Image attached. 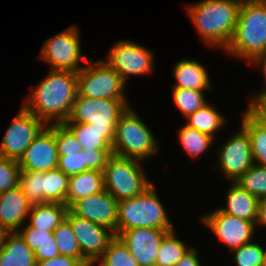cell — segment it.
Wrapping results in <instances>:
<instances>
[{"mask_svg":"<svg viewBox=\"0 0 266 266\" xmlns=\"http://www.w3.org/2000/svg\"><path fill=\"white\" fill-rule=\"evenodd\" d=\"M65 218L70 223L72 231L77 238L82 257L85 260L97 261L107 249L108 244L116 237L111 229L80 218L69 209Z\"/></svg>","mask_w":266,"mask_h":266,"instance_id":"obj_12","label":"cell"},{"mask_svg":"<svg viewBox=\"0 0 266 266\" xmlns=\"http://www.w3.org/2000/svg\"><path fill=\"white\" fill-rule=\"evenodd\" d=\"M20 170L18 160L0 156V193L18 186Z\"/></svg>","mask_w":266,"mask_h":266,"instance_id":"obj_38","label":"cell"},{"mask_svg":"<svg viewBox=\"0 0 266 266\" xmlns=\"http://www.w3.org/2000/svg\"><path fill=\"white\" fill-rule=\"evenodd\" d=\"M176 84L173 88L207 91L211 88L207 70L196 60L182 59L173 66Z\"/></svg>","mask_w":266,"mask_h":266,"instance_id":"obj_20","label":"cell"},{"mask_svg":"<svg viewBox=\"0 0 266 266\" xmlns=\"http://www.w3.org/2000/svg\"><path fill=\"white\" fill-rule=\"evenodd\" d=\"M68 209L80 218L111 229L117 237L118 201L107 190L81 198Z\"/></svg>","mask_w":266,"mask_h":266,"instance_id":"obj_16","label":"cell"},{"mask_svg":"<svg viewBox=\"0 0 266 266\" xmlns=\"http://www.w3.org/2000/svg\"><path fill=\"white\" fill-rule=\"evenodd\" d=\"M133 228L174 229L153 184L138 196L118 202L117 236Z\"/></svg>","mask_w":266,"mask_h":266,"instance_id":"obj_4","label":"cell"},{"mask_svg":"<svg viewBox=\"0 0 266 266\" xmlns=\"http://www.w3.org/2000/svg\"><path fill=\"white\" fill-rule=\"evenodd\" d=\"M175 232L173 229L164 235L156 256L155 266H175L190 249L177 239Z\"/></svg>","mask_w":266,"mask_h":266,"instance_id":"obj_29","label":"cell"},{"mask_svg":"<svg viewBox=\"0 0 266 266\" xmlns=\"http://www.w3.org/2000/svg\"><path fill=\"white\" fill-rule=\"evenodd\" d=\"M243 0H201L186 6L201 39L208 46L223 48L230 44Z\"/></svg>","mask_w":266,"mask_h":266,"instance_id":"obj_2","label":"cell"},{"mask_svg":"<svg viewBox=\"0 0 266 266\" xmlns=\"http://www.w3.org/2000/svg\"><path fill=\"white\" fill-rule=\"evenodd\" d=\"M241 118V127L248 133L253 162L266 166V124L262 122L248 107Z\"/></svg>","mask_w":266,"mask_h":266,"instance_id":"obj_24","label":"cell"},{"mask_svg":"<svg viewBox=\"0 0 266 266\" xmlns=\"http://www.w3.org/2000/svg\"><path fill=\"white\" fill-rule=\"evenodd\" d=\"M57 168L68 176L80 174L90 170L86 166V153L83 150L79 153L59 156Z\"/></svg>","mask_w":266,"mask_h":266,"instance_id":"obj_39","label":"cell"},{"mask_svg":"<svg viewBox=\"0 0 266 266\" xmlns=\"http://www.w3.org/2000/svg\"><path fill=\"white\" fill-rule=\"evenodd\" d=\"M87 66L77 72L78 95L95 99L127 100L125 83L121 76L103 60L94 63L88 60Z\"/></svg>","mask_w":266,"mask_h":266,"instance_id":"obj_8","label":"cell"},{"mask_svg":"<svg viewBox=\"0 0 266 266\" xmlns=\"http://www.w3.org/2000/svg\"><path fill=\"white\" fill-rule=\"evenodd\" d=\"M86 153V166L90 170L104 171L108 158L113 154L112 149L83 150Z\"/></svg>","mask_w":266,"mask_h":266,"instance_id":"obj_40","label":"cell"},{"mask_svg":"<svg viewBox=\"0 0 266 266\" xmlns=\"http://www.w3.org/2000/svg\"><path fill=\"white\" fill-rule=\"evenodd\" d=\"M53 234L57 242L60 255L70 256L79 259L80 261L85 260L82 257L77 238L66 218L53 230Z\"/></svg>","mask_w":266,"mask_h":266,"instance_id":"obj_32","label":"cell"},{"mask_svg":"<svg viewBox=\"0 0 266 266\" xmlns=\"http://www.w3.org/2000/svg\"><path fill=\"white\" fill-rule=\"evenodd\" d=\"M34 252L17 232L4 233L0 247V266H35Z\"/></svg>","mask_w":266,"mask_h":266,"instance_id":"obj_21","label":"cell"},{"mask_svg":"<svg viewBox=\"0 0 266 266\" xmlns=\"http://www.w3.org/2000/svg\"><path fill=\"white\" fill-rule=\"evenodd\" d=\"M78 95L77 73L51 70L40 84L26 96L23 107L46 125L68 120Z\"/></svg>","mask_w":266,"mask_h":266,"instance_id":"obj_1","label":"cell"},{"mask_svg":"<svg viewBox=\"0 0 266 266\" xmlns=\"http://www.w3.org/2000/svg\"><path fill=\"white\" fill-rule=\"evenodd\" d=\"M54 123L46 125L24 151L18 164L21 170L47 172L58 166Z\"/></svg>","mask_w":266,"mask_h":266,"instance_id":"obj_15","label":"cell"},{"mask_svg":"<svg viewBox=\"0 0 266 266\" xmlns=\"http://www.w3.org/2000/svg\"><path fill=\"white\" fill-rule=\"evenodd\" d=\"M237 266H262L265 249L259 243L248 242L231 251Z\"/></svg>","mask_w":266,"mask_h":266,"instance_id":"obj_36","label":"cell"},{"mask_svg":"<svg viewBox=\"0 0 266 266\" xmlns=\"http://www.w3.org/2000/svg\"><path fill=\"white\" fill-rule=\"evenodd\" d=\"M225 51L252 62L266 52V0H243L232 40Z\"/></svg>","mask_w":266,"mask_h":266,"instance_id":"obj_3","label":"cell"},{"mask_svg":"<svg viewBox=\"0 0 266 266\" xmlns=\"http://www.w3.org/2000/svg\"><path fill=\"white\" fill-rule=\"evenodd\" d=\"M46 124L24 107L8 127L0 144V156L19 160Z\"/></svg>","mask_w":266,"mask_h":266,"instance_id":"obj_11","label":"cell"},{"mask_svg":"<svg viewBox=\"0 0 266 266\" xmlns=\"http://www.w3.org/2000/svg\"><path fill=\"white\" fill-rule=\"evenodd\" d=\"M256 226H265L266 227V196L259 199V210L258 218L256 221Z\"/></svg>","mask_w":266,"mask_h":266,"instance_id":"obj_45","label":"cell"},{"mask_svg":"<svg viewBox=\"0 0 266 266\" xmlns=\"http://www.w3.org/2000/svg\"><path fill=\"white\" fill-rule=\"evenodd\" d=\"M249 109L266 124V97L257 99Z\"/></svg>","mask_w":266,"mask_h":266,"instance_id":"obj_44","label":"cell"},{"mask_svg":"<svg viewBox=\"0 0 266 266\" xmlns=\"http://www.w3.org/2000/svg\"><path fill=\"white\" fill-rule=\"evenodd\" d=\"M31 206L19 186L0 193V228L5 233L17 232Z\"/></svg>","mask_w":266,"mask_h":266,"instance_id":"obj_18","label":"cell"},{"mask_svg":"<svg viewBox=\"0 0 266 266\" xmlns=\"http://www.w3.org/2000/svg\"><path fill=\"white\" fill-rule=\"evenodd\" d=\"M77 138L82 150L112 149V145L106 140V130H97L90 124L63 123Z\"/></svg>","mask_w":266,"mask_h":266,"instance_id":"obj_27","label":"cell"},{"mask_svg":"<svg viewBox=\"0 0 266 266\" xmlns=\"http://www.w3.org/2000/svg\"><path fill=\"white\" fill-rule=\"evenodd\" d=\"M178 131V137L182 147L193 158H198V156L205 154L215 140L210 135L199 132L186 124Z\"/></svg>","mask_w":266,"mask_h":266,"instance_id":"obj_30","label":"cell"},{"mask_svg":"<svg viewBox=\"0 0 266 266\" xmlns=\"http://www.w3.org/2000/svg\"><path fill=\"white\" fill-rule=\"evenodd\" d=\"M201 221L228 246L230 252L251 242L256 228V223L224 213L219 208L203 215Z\"/></svg>","mask_w":266,"mask_h":266,"instance_id":"obj_13","label":"cell"},{"mask_svg":"<svg viewBox=\"0 0 266 266\" xmlns=\"http://www.w3.org/2000/svg\"><path fill=\"white\" fill-rule=\"evenodd\" d=\"M79 30L76 25L70 26L55 36L47 39L39 55L41 60L51 65V70L79 72L81 60L88 61L81 54Z\"/></svg>","mask_w":266,"mask_h":266,"instance_id":"obj_9","label":"cell"},{"mask_svg":"<svg viewBox=\"0 0 266 266\" xmlns=\"http://www.w3.org/2000/svg\"><path fill=\"white\" fill-rule=\"evenodd\" d=\"M94 263L96 264L97 261L95 260H84V261H80L77 266H94Z\"/></svg>","mask_w":266,"mask_h":266,"instance_id":"obj_46","label":"cell"},{"mask_svg":"<svg viewBox=\"0 0 266 266\" xmlns=\"http://www.w3.org/2000/svg\"><path fill=\"white\" fill-rule=\"evenodd\" d=\"M105 61L113 68L126 84L130 75H144L152 73L153 52L144 46L129 40H120L113 44Z\"/></svg>","mask_w":266,"mask_h":266,"instance_id":"obj_10","label":"cell"},{"mask_svg":"<svg viewBox=\"0 0 266 266\" xmlns=\"http://www.w3.org/2000/svg\"><path fill=\"white\" fill-rule=\"evenodd\" d=\"M68 206L63 203L32 205L29 213L31 227L53 231L64 219Z\"/></svg>","mask_w":266,"mask_h":266,"instance_id":"obj_25","label":"cell"},{"mask_svg":"<svg viewBox=\"0 0 266 266\" xmlns=\"http://www.w3.org/2000/svg\"><path fill=\"white\" fill-rule=\"evenodd\" d=\"M262 266H266V249H265V253H264V259H263V265Z\"/></svg>","mask_w":266,"mask_h":266,"instance_id":"obj_48","label":"cell"},{"mask_svg":"<svg viewBox=\"0 0 266 266\" xmlns=\"http://www.w3.org/2000/svg\"><path fill=\"white\" fill-rule=\"evenodd\" d=\"M189 127L215 138V132L224 125L225 117L208 103L187 117Z\"/></svg>","mask_w":266,"mask_h":266,"instance_id":"obj_26","label":"cell"},{"mask_svg":"<svg viewBox=\"0 0 266 266\" xmlns=\"http://www.w3.org/2000/svg\"><path fill=\"white\" fill-rule=\"evenodd\" d=\"M68 182L69 176L58 168L43 172L44 204H66Z\"/></svg>","mask_w":266,"mask_h":266,"instance_id":"obj_28","label":"cell"},{"mask_svg":"<svg viewBox=\"0 0 266 266\" xmlns=\"http://www.w3.org/2000/svg\"><path fill=\"white\" fill-rule=\"evenodd\" d=\"M112 152L142 161L159 152L153 133L130 106L117 121Z\"/></svg>","mask_w":266,"mask_h":266,"instance_id":"obj_5","label":"cell"},{"mask_svg":"<svg viewBox=\"0 0 266 266\" xmlns=\"http://www.w3.org/2000/svg\"><path fill=\"white\" fill-rule=\"evenodd\" d=\"M18 186L31 205L44 204L43 172L20 170Z\"/></svg>","mask_w":266,"mask_h":266,"instance_id":"obj_31","label":"cell"},{"mask_svg":"<svg viewBox=\"0 0 266 266\" xmlns=\"http://www.w3.org/2000/svg\"><path fill=\"white\" fill-rule=\"evenodd\" d=\"M197 250L190 247L188 252L175 264V266H201Z\"/></svg>","mask_w":266,"mask_h":266,"instance_id":"obj_43","label":"cell"},{"mask_svg":"<svg viewBox=\"0 0 266 266\" xmlns=\"http://www.w3.org/2000/svg\"><path fill=\"white\" fill-rule=\"evenodd\" d=\"M236 183L258 199L266 196V166L254 164Z\"/></svg>","mask_w":266,"mask_h":266,"instance_id":"obj_35","label":"cell"},{"mask_svg":"<svg viewBox=\"0 0 266 266\" xmlns=\"http://www.w3.org/2000/svg\"><path fill=\"white\" fill-rule=\"evenodd\" d=\"M17 233L34 252L36 261L53 259L60 255L53 231L40 230L27 224Z\"/></svg>","mask_w":266,"mask_h":266,"instance_id":"obj_22","label":"cell"},{"mask_svg":"<svg viewBox=\"0 0 266 266\" xmlns=\"http://www.w3.org/2000/svg\"><path fill=\"white\" fill-rule=\"evenodd\" d=\"M232 186L227 191L226 207L219 209L227 214L242 220L256 223L259 210V199L248 193L238 183L231 182Z\"/></svg>","mask_w":266,"mask_h":266,"instance_id":"obj_19","label":"cell"},{"mask_svg":"<svg viewBox=\"0 0 266 266\" xmlns=\"http://www.w3.org/2000/svg\"><path fill=\"white\" fill-rule=\"evenodd\" d=\"M79 262V259L70 256L59 255L53 259L36 261L35 266H77Z\"/></svg>","mask_w":266,"mask_h":266,"instance_id":"obj_41","label":"cell"},{"mask_svg":"<svg viewBox=\"0 0 266 266\" xmlns=\"http://www.w3.org/2000/svg\"><path fill=\"white\" fill-rule=\"evenodd\" d=\"M4 233L5 232L0 228V247H1L2 238H3Z\"/></svg>","mask_w":266,"mask_h":266,"instance_id":"obj_47","label":"cell"},{"mask_svg":"<svg viewBox=\"0 0 266 266\" xmlns=\"http://www.w3.org/2000/svg\"><path fill=\"white\" fill-rule=\"evenodd\" d=\"M172 93L177 108L186 118L207 104L203 91L173 88Z\"/></svg>","mask_w":266,"mask_h":266,"instance_id":"obj_34","label":"cell"},{"mask_svg":"<svg viewBox=\"0 0 266 266\" xmlns=\"http://www.w3.org/2000/svg\"><path fill=\"white\" fill-rule=\"evenodd\" d=\"M253 65L256 64L257 67L260 66V69L262 68V71L264 72L265 76V84H266V52L264 54L259 55L256 57L252 62ZM266 86V85H265ZM256 96L254 99H251L247 107L249 108L257 99L266 97V87L258 92V94H255Z\"/></svg>","mask_w":266,"mask_h":266,"instance_id":"obj_42","label":"cell"},{"mask_svg":"<svg viewBox=\"0 0 266 266\" xmlns=\"http://www.w3.org/2000/svg\"><path fill=\"white\" fill-rule=\"evenodd\" d=\"M104 188V173L89 170L69 176L66 205L68 208L77 200L99 193Z\"/></svg>","mask_w":266,"mask_h":266,"instance_id":"obj_23","label":"cell"},{"mask_svg":"<svg viewBox=\"0 0 266 266\" xmlns=\"http://www.w3.org/2000/svg\"><path fill=\"white\" fill-rule=\"evenodd\" d=\"M104 188L118 202L138 196L152 183L141 160L112 154L104 168Z\"/></svg>","mask_w":266,"mask_h":266,"instance_id":"obj_6","label":"cell"},{"mask_svg":"<svg viewBox=\"0 0 266 266\" xmlns=\"http://www.w3.org/2000/svg\"><path fill=\"white\" fill-rule=\"evenodd\" d=\"M218 152L221 166L219 168L225 175L224 177L231 182H236L254 165L251 142L248 133L242 127L218 149Z\"/></svg>","mask_w":266,"mask_h":266,"instance_id":"obj_14","label":"cell"},{"mask_svg":"<svg viewBox=\"0 0 266 266\" xmlns=\"http://www.w3.org/2000/svg\"><path fill=\"white\" fill-rule=\"evenodd\" d=\"M171 230L133 228L117 237L128 248L139 266H155L156 256L164 235Z\"/></svg>","mask_w":266,"mask_h":266,"instance_id":"obj_17","label":"cell"},{"mask_svg":"<svg viewBox=\"0 0 266 266\" xmlns=\"http://www.w3.org/2000/svg\"><path fill=\"white\" fill-rule=\"evenodd\" d=\"M54 137L57 145L58 156L79 153L82 146L72 132L62 123L54 124Z\"/></svg>","mask_w":266,"mask_h":266,"instance_id":"obj_37","label":"cell"},{"mask_svg":"<svg viewBox=\"0 0 266 266\" xmlns=\"http://www.w3.org/2000/svg\"><path fill=\"white\" fill-rule=\"evenodd\" d=\"M99 266H139L128 248L115 237L102 256L97 260Z\"/></svg>","mask_w":266,"mask_h":266,"instance_id":"obj_33","label":"cell"},{"mask_svg":"<svg viewBox=\"0 0 266 266\" xmlns=\"http://www.w3.org/2000/svg\"><path fill=\"white\" fill-rule=\"evenodd\" d=\"M128 104V100L95 99L77 95L65 122L90 124L97 130H106V140L113 145L117 121L129 107Z\"/></svg>","mask_w":266,"mask_h":266,"instance_id":"obj_7","label":"cell"}]
</instances>
